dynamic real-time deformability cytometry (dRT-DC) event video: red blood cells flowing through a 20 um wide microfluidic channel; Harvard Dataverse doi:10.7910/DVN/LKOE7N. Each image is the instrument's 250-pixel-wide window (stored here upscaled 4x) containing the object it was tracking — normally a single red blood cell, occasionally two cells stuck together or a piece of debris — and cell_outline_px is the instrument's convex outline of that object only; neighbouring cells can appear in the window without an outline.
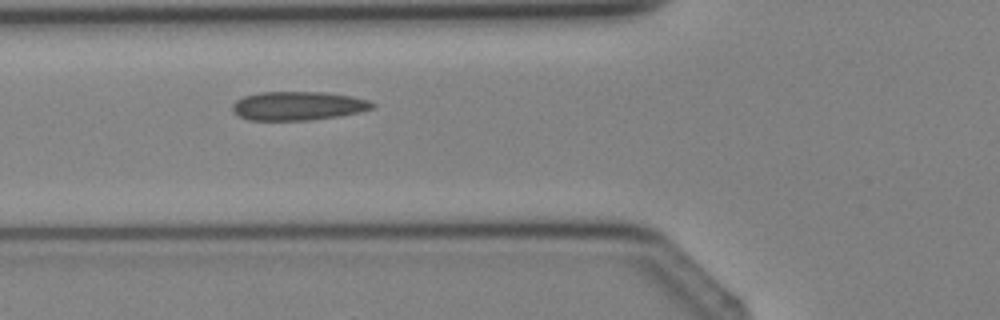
{"species": "Egyptian fruit bat (a non-hibernating species)", "species_latin": "Rousettus aegyptiacus", "temperature_condition": "cold", "stored_images_in_passage": 5, "camera_frame_rate_fps": 3000, "um_per_image_px": 0.085, "animal": {"sex": "female"}, "frame": {"image": 1, "passage_image": 4, "time_ms": 3.667, "image_size_px": [1000, 320], "cell_outline_px": [[376, 104], [372, 108], [360, 112], [340, 116], [308, 120], [248, 120], [232, 112], [232, 104], [236, 100], [244, 96], [260, 92], [324, 92], [352, 96], [368, 100]], "centroid_in_image_um": [25.32, 9.0], "position_along_channel_um": 100.5, "area_um2": 23.52}}
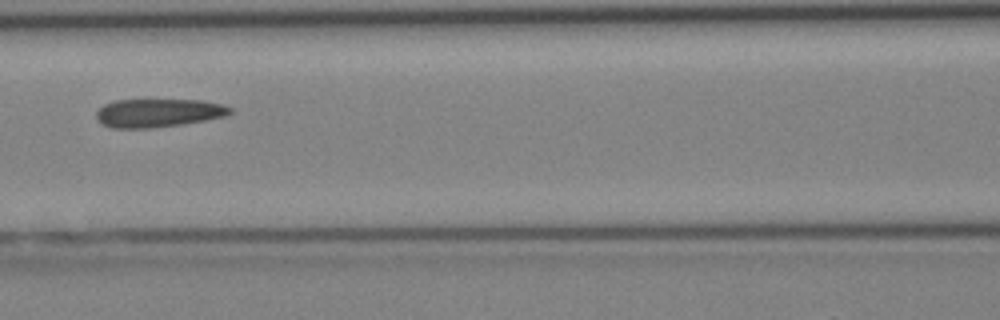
{"frame": {"image": 2, "passage_image": 5, "time_ms": 4.667, "image_size_px": [1000, 320], "cell_outline_px": [[232, 112], [224, 116], [184, 124], [152, 128], [112, 128], [100, 124], [96, 116], [96, 112], [104, 104], [116, 100], [148, 96], [200, 100], [224, 104], [232, 108]], "centroid_in_image_um": [13.42, 9.54], "position_along_channel_um": 153.2, "area_um2": 23.41}}